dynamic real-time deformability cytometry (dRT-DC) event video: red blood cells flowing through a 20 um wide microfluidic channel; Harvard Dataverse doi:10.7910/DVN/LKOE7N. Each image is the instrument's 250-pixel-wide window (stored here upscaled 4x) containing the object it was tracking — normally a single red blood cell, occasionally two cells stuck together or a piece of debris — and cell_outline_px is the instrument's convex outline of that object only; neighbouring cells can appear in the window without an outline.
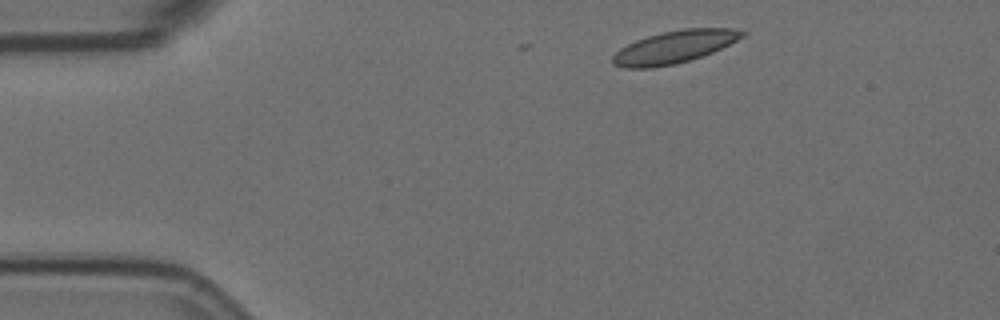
{"species": "Egyptian fruit bat (a non-hibernating species)", "species_latin": "Rousettus aegyptiacus", "temperature_condition": "room temperature", "stored_images_in_passage": 4, "segment_of_instrument_passage": [1, 2], "camera_frame_rate_fps": 3000, "um_per_image_px": 0.085, "animal": {"sex": "female"}, "frame": {"image": 1, "passage_image": 1, "time_ms": 0.0, "image_size_px": [1000, 320], "cell_outline_px": [[744, 36], [712, 52], [692, 60], [676, 64], [652, 68], [624, 68], [612, 64], [612, 56], [620, 48], [636, 40], [648, 36], [664, 32], [684, 28], [736, 28], [744, 32]], "centroid_in_image_um": [57.29, 4.0], "position_along_channel_um": 27.7, "area_um2": 24.45}}